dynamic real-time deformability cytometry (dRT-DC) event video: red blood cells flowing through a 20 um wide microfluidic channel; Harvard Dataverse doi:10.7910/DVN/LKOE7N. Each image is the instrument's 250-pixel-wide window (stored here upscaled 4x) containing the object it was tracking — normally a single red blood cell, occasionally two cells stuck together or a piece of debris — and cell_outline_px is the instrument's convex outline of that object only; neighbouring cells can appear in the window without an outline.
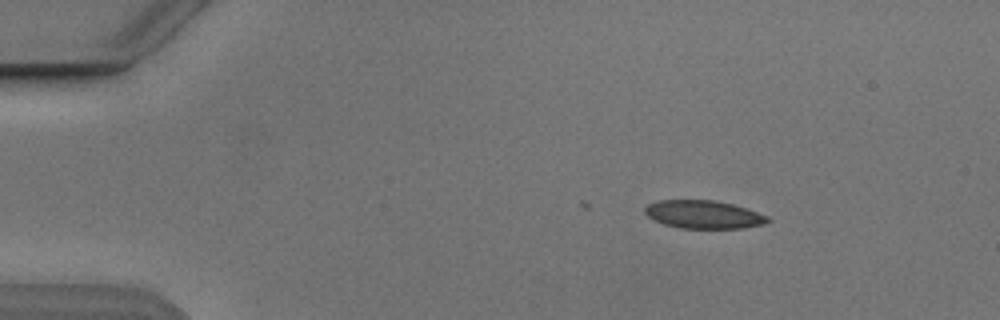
{"species": "Egyptian fruit bat (a non-hibernating species)", "species_latin": "Rousettus aegyptiacus", "temperature_condition": "cold", "stored_images_in_passage": 2, "camera_frame_rate_fps": 3000, "um_per_image_px": 0.085, "animal": {"sex": "male"}, "frame": {"image": 1, "passage_image": 2, "time_ms": 1.0, "image_size_px": [1000, 320], "cell_outline_px": [[772, 220], [764, 224], [744, 228], [680, 228], [664, 224], [648, 216], [644, 212], [644, 208], [648, 204], [660, 200], [712, 200], [732, 204], [768, 216]], "centroid_in_image_um": [59.81, 18.23], "position_along_channel_um": 25.2, "area_um2": 19.94}}